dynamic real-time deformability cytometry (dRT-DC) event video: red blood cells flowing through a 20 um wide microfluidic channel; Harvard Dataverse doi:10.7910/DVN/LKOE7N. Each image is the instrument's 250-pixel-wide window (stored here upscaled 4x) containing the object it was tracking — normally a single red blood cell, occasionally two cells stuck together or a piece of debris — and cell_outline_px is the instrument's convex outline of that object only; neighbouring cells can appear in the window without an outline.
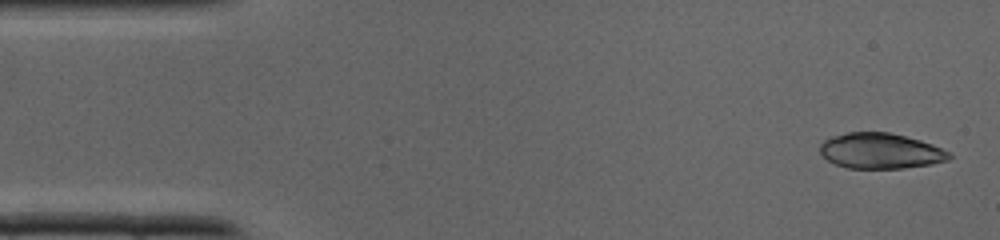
{"species": "common noctule bat (a hibernating species)", "species_latin": "Nyctalus noctula", "temperature_condition": "cold", "stored_images_in_passage": 36, "camera_frame_rate_fps": 3000, "um_per_image_px": 0.085, "animal": {"sex": "male", "body_mass_g": 19.0, "forearm_length_mm": 50.8}, "frame": {"image": 1, "passage_image": 1, "time_ms": 0.0, "image_size_px": [1000, 240], "cell_outline_px": [[952, 156], [948, 160], [932, 164], [904, 168], [848, 168], [836, 164], [828, 160], [820, 152], [820, 144], [824, 140], [832, 136], [848, 132], [888, 132], [920, 140], [932, 144], [948, 152]], "centroid_in_image_um": [74.83, 12.83], "position_along_channel_um": 10.2, "area_um2": 26.59}}
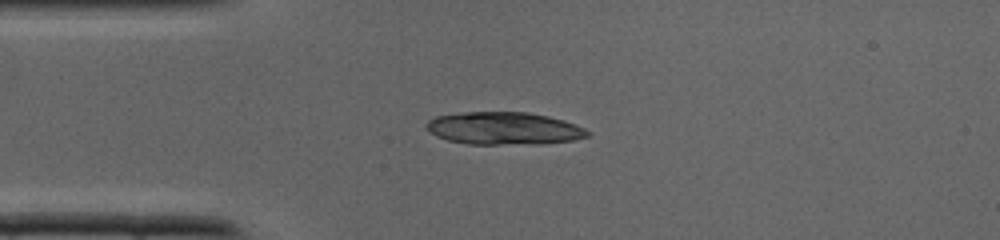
{"frame": {"image": 2, "passage_image": 8, "time_ms": 2.333, "image_size_px": [1000, 240], "cell_outline_px": [[592, 132], [588, 136], [576, 140], [540, 144], [468, 144], [448, 140], [436, 136], [424, 128], [424, 124], [428, 120], [436, 116], [464, 112], [528, 112], [548, 116], [564, 120], [576, 124]], "centroid_in_image_um": [42.84, 10.91], "position_along_channel_um": 42.2, "area_um2": 30.92}}